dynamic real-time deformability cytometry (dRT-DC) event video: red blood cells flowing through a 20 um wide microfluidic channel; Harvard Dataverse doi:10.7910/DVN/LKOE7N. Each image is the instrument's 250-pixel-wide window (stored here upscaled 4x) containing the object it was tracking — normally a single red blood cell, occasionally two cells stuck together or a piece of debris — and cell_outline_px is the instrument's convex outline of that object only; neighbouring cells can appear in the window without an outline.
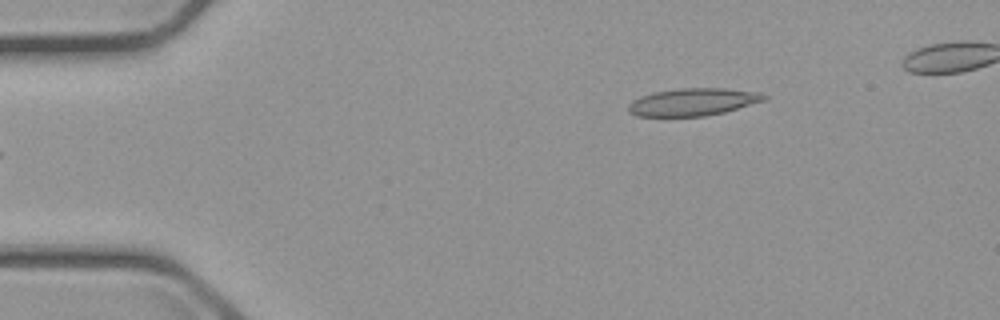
{"species": "common noctule bat (a hibernating species)", "species_latin": "Nyctalus noctula", "temperature_condition": "cold", "stored_images_in_passage": 3, "camera_frame_rate_fps": 3000, "um_per_image_px": 0.085, "animal": {"sex": "male", "body_mass_g": 23.1, "forearm_length_mm": 52.7}, "frame": {"image": 1, "passage_image": 3, "time_ms": 2.333, "image_size_px": [1000, 320], "cell_outline_px": [[768, 96], [764, 100], [724, 112], [704, 116], [636, 116], [628, 112], [628, 104], [632, 100], [640, 96], [652, 92], [680, 88], [724, 88], [760, 92]], "centroid_in_image_um": [58.86, 8.66], "position_along_channel_um": 26.1, "area_um2": 21.73}}